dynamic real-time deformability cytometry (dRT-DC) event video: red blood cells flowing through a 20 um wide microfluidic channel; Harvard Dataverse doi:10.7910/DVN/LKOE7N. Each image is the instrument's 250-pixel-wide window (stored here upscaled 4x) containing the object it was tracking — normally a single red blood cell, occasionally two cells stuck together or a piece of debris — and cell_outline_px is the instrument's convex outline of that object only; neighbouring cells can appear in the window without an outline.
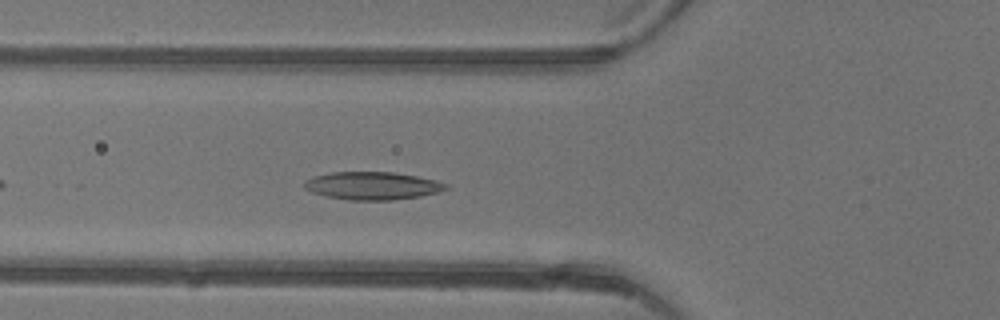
{"species": "common noctule bat (a hibernating species)", "species_latin": "Nyctalus noctula", "temperature_condition": "warm", "stored_images_in_passage": 29, "camera_frame_rate_fps": 3000, "um_per_image_px": 0.085, "animal": {"sex": "female"}, "frame": {"image": 1, "passage_image": 6, "time_ms": 1.667, "image_size_px": [1000, 320], "cell_outline_px": [[452, 188], [440, 192], [420, 196], [392, 200], [348, 200], [328, 196], [312, 192], [304, 188], [304, 180], [316, 176], [332, 172], [392, 172], [416, 176], [436, 180], [448, 184]], "centroid_in_image_um": [31.71, 15.79], "position_along_channel_um": 94.1, "area_um2": 23.0}}
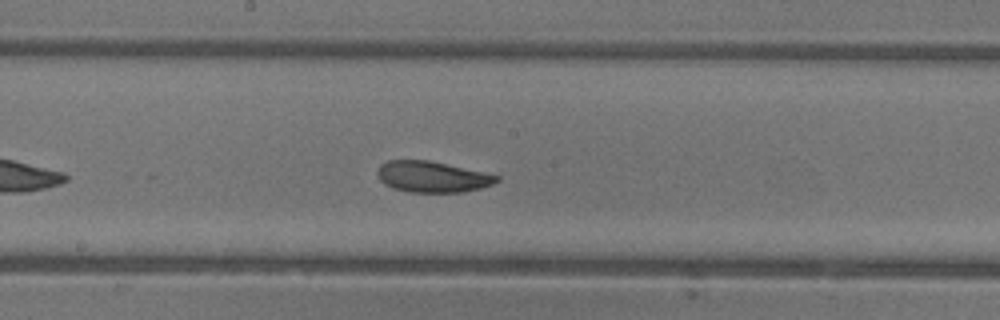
{"frame": {"image": 2, "passage_image": 14, "time_ms": 4.333, "image_size_px": [1000, 320], "cell_outline_px": [[500, 180], [492, 184], [480, 188], [464, 192], [408, 192], [392, 188], [384, 184], [380, 180], [376, 172], [380, 164], [388, 160], [428, 160], [500, 176]], "centroid_in_image_um": [36.7, 15.03], "position_along_channel_um": 211.5, "area_um2": 21.5}}
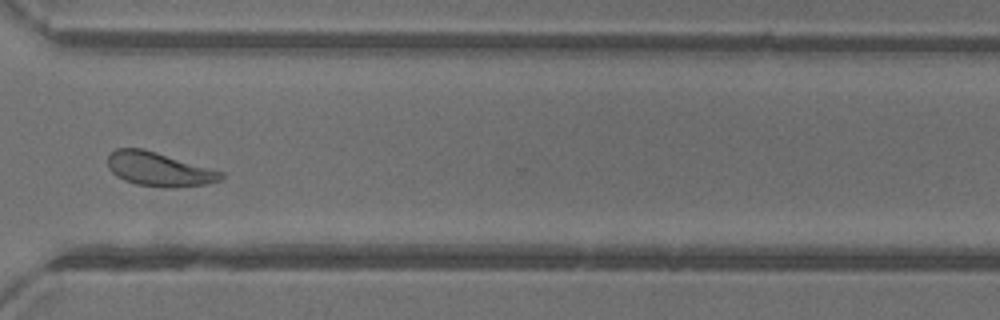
{"frame": {"image": 3, "passage_image": 24, "time_ms": 7.667, "image_size_px": [1000, 320], "cell_outline_px": [[224, 176], [220, 180], [204, 184], [176, 188], [164, 188], [136, 184], [124, 180], [116, 176], [108, 168], [108, 156], [116, 148], [144, 148], [224, 172]], "centroid_in_image_um": [13.5, 14.38], "position_along_channel_um": 357.1, "area_um2": 22.54}, "authors_computed_cell_mechanics": {"area_um2": 21.7906, "velocity_mm_per_s": 4.3768, "shape_relaxation_time_tau1_ms": 3.0775, "shape_relaxation_time_tau2_ms": 3.4916, "deformation_change_tau1": 0.1189, "deformation_change_tau2": 0.0927}}